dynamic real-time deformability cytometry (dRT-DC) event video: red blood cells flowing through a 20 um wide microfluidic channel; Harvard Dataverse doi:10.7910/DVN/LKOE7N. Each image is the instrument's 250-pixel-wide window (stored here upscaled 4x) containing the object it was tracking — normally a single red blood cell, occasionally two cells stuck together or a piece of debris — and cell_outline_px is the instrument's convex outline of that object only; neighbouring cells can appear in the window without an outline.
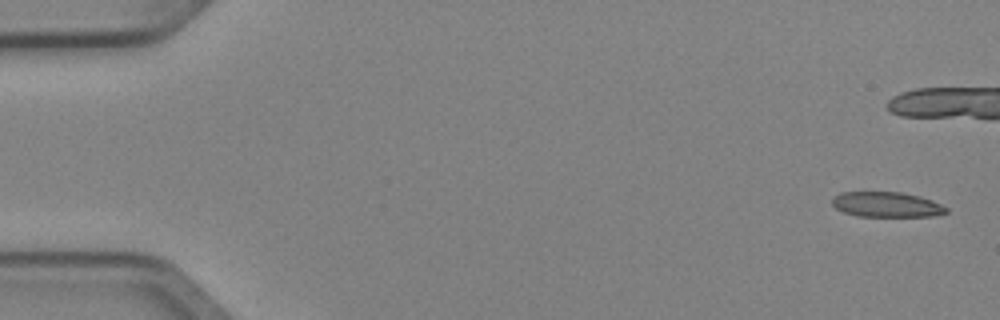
{"species": "Egyptian fruit bat (a non-hibernating species)", "species_latin": "Rousettus aegyptiacus", "temperature_condition": "cold", "stored_images_in_passage": 3, "camera_frame_rate_fps": 3000, "um_per_image_px": 0.085, "animal": {"sex": "female"}, "frame": {"image": 1, "passage_image": 1, "time_ms": 0.0, "image_size_px": [1000, 320], "cell_outline_px": [[948, 212], [932, 216], [860, 216], [844, 212], [836, 208], [832, 204], [832, 196], [840, 192], [900, 192], [920, 196], [932, 200], [948, 208]], "centroid_in_image_um": [75.35, 17.38], "position_along_channel_um": 9.7, "area_um2": 16.7}}